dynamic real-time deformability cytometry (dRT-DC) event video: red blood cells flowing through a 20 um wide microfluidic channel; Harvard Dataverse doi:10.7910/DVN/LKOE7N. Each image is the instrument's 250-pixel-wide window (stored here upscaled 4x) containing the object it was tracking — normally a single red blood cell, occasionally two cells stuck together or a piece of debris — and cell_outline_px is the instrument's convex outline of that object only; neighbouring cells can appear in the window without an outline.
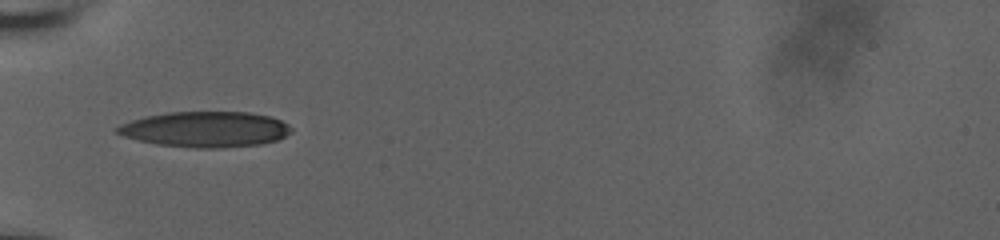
{"species": "human", "species_latin": "Homo sapiens", "temperature_condition": "room temperature", "stored_images_in_passage": 36, "camera_frame_rate_fps": 3000, "um_per_image_px": 0.085, "donor": {"sex": "male"}, "frame": {"image": 1, "passage_image": 1, "time_ms": 0.0, "image_size_px": [1000, 240], "cell_outline_px": [[292, 132], [276, 140], [260, 144], [220, 148], [196, 148], [156, 144], [124, 136], [116, 132], [116, 128], [120, 124], [132, 120], [148, 116], [168, 112], [248, 112], [268, 116], [280, 120], [288, 124], [292, 128]], "centroid_in_image_um": [17.48, 10.99], "position_along_channel_um": 67.5, "area_um2": 35.84}}
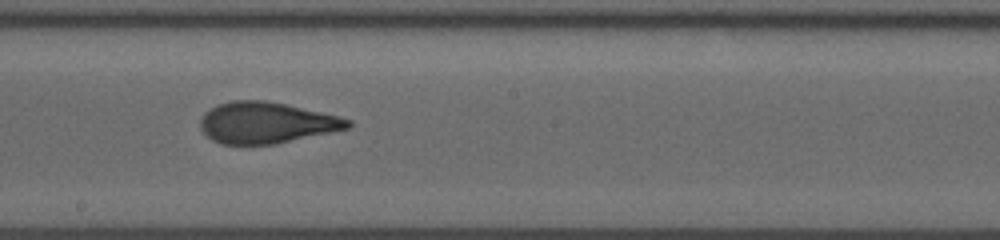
{"frame": {"image": 2, "passage_image": 14, "time_ms": 4.333, "image_size_px": [1000, 240], "cell_outline_px": [[352, 124], [348, 128], [332, 132], [276, 144], [220, 144], [212, 140], [200, 128], [200, 120], [204, 112], [216, 104], [232, 100], [264, 100], [284, 104], [340, 116], [352, 120]], "centroid_in_image_um": [22.62, 10.43], "position_along_channel_um": 225.6, "area_um2": 35.49}}
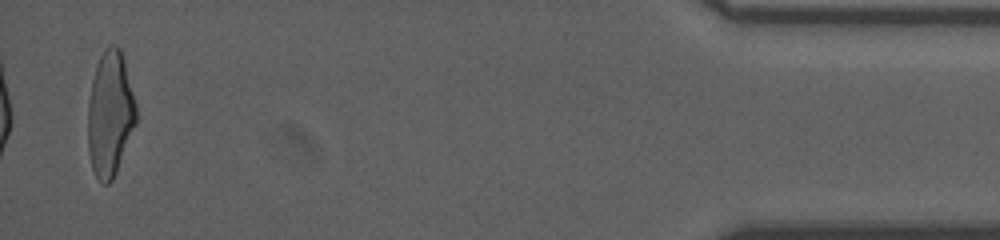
{"frame": {"image": 3, "passage_image": 36, "time_ms": 11.667, "image_size_px": [1000, 240], "cell_outline_px": [[136, 124], [116, 172], [112, 180], [108, 184], [104, 184], [96, 176], [92, 168], [88, 152], [88, 100], [92, 80], [96, 64], [104, 48], [112, 44], [120, 48], [124, 60], [136, 104]], "centroid_in_image_um": [9.34, 9.67], "position_along_channel_um": 425.9, "area_um2": 35.14}, "authors_computed_cell_mechanics": {"area_um2": 35.4892, "velocity_mm_per_s": 3.7485, "shape_relaxation_time_tau1_ms": 7.551, "shape_relaxation_time_tau2_ms": 1.1194, "deformation_change_tau1": 0.2481, "deformation_change_tau2": 0.0798}}